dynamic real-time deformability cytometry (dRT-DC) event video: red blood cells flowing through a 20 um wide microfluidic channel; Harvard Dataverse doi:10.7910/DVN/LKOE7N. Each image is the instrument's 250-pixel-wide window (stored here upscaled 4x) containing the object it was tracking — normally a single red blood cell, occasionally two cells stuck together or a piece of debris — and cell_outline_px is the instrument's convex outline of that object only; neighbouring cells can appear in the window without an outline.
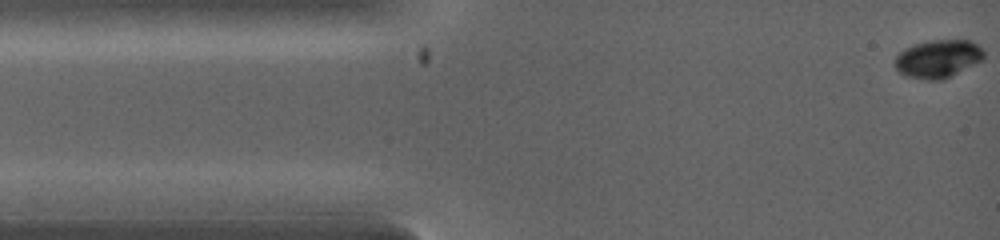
{"species": "common noctule bat (a hibernating species)", "species_latin": "Nyctalus noctula", "temperature_condition": "warm", "stored_images_in_passage": 35, "camera_frame_rate_fps": 5000, "um_per_image_px": 0.085, "animal": {"sex": "female", "body_mass_g": 19.0, "forearm_length_mm": 53.3}, "frame": {"image": 1, "passage_image": 1, "time_ms": 0.0, "image_size_px": [1000, 240], "cell_outline_px": [[984, 60], [944, 80], [928, 80], [904, 76], [896, 68], [896, 56], [904, 48], [928, 40], [968, 40], [976, 44], [984, 52]], "centroid_in_image_um": [79.75, 5.01], "position_along_channel_um": 5.3, "area_um2": 19.77}}
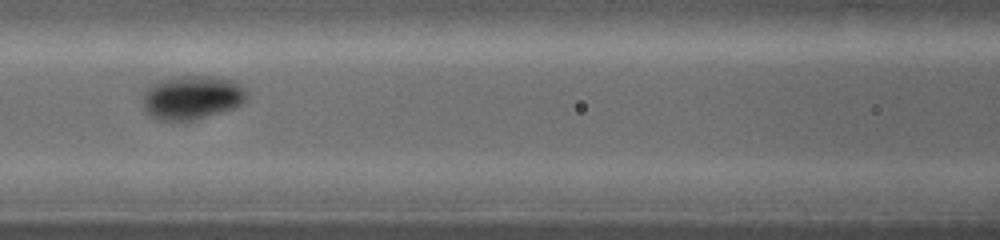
{"frame": {"image": 2, "passage_image": 22, "time_ms": 3.8, "image_size_px": [1000, 240], "cell_outline_px": [[248, 100], [236, 108], [192, 120], [156, 120], [148, 116], [144, 108], [144, 92], [152, 84], [160, 80], [172, 76], [216, 76], [232, 80], [240, 84], [248, 92]], "centroid_in_image_um": [16.35, 8.28], "position_along_channel_um": 150.2, "area_um2": 26.93}}
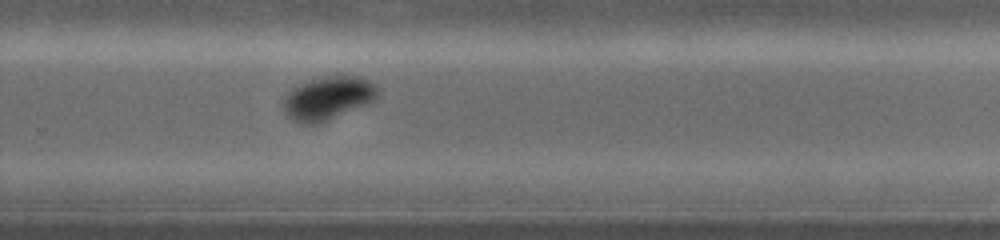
{"frame": {"image": 3, "passage_image": 35, "time_ms": 6.4, "image_size_px": [1000, 240], "cell_outline_px": [[380, 96], [368, 104], [320, 124], [304, 124], [292, 120], [284, 112], [284, 100], [288, 92], [292, 88], [300, 84], [320, 76], [364, 76], [376, 84], [380, 92]], "centroid_in_image_um": [27.94, 8.34], "position_along_channel_um": 301.9, "area_um2": 24.28}}